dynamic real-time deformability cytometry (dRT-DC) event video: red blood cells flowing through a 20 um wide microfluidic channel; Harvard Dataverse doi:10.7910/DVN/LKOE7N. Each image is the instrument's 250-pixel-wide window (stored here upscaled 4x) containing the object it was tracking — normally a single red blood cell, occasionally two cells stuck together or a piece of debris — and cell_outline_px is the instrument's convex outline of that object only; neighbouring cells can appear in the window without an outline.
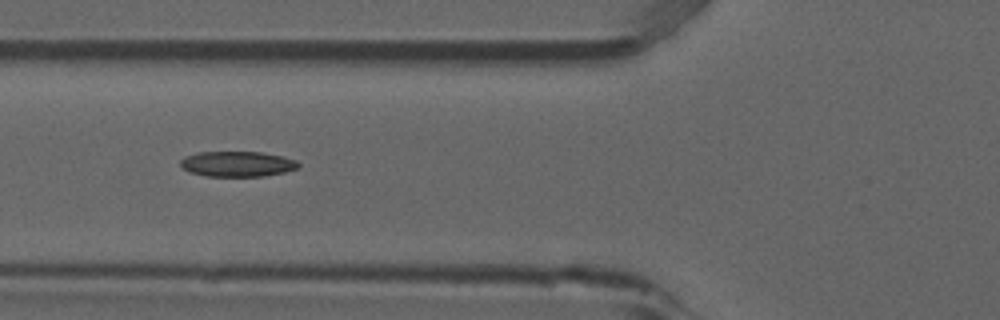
{"species": "common noctule bat (a hibernating species)", "species_latin": "Nyctalus noctula", "temperature_condition": "room temperature", "stored_images_in_passage": 5, "camera_frame_rate_fps": 3000, "um_per_image_px": 0.085, "animal": {"sex": "male", "forearm_length_mm": 52.5}, "frame": {"image": 1, "passage_image": 4, "time_ms": 1.0, "image_size_px": [1000, 320], "cell_outline_px": [[300, 168], [284, 172], [264, 176], [208, 176], [188, 172], [180, 164], [180, 160], [184, 156], [196, 152], [260, 152], [284, 156], [296, 160], [300, 164]], "centroid_in_image_um": [20.18, 13.93], "position_along_channel_um": 105.6, "area_um2": 17.57}}
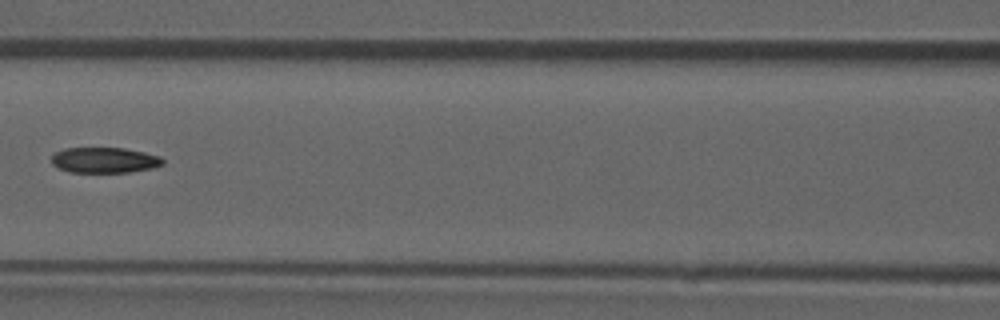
{"frame": {"image": 2, "passage_image": 5, "time_ms": 1.333, "image_size_px": [1000, 320], "cell_outline_px": [[164, 164], [152, 168], [128, 172], [68, 172], [52, 164], [52, 156], [56, 152], [64, 148], [124, 148], [144, 152], [160, 156], [164, 160]], "centroid_in_image_um": [8.89, 13.61], "position_along_channel_um": 157.7, "area_um2": 16.53}}